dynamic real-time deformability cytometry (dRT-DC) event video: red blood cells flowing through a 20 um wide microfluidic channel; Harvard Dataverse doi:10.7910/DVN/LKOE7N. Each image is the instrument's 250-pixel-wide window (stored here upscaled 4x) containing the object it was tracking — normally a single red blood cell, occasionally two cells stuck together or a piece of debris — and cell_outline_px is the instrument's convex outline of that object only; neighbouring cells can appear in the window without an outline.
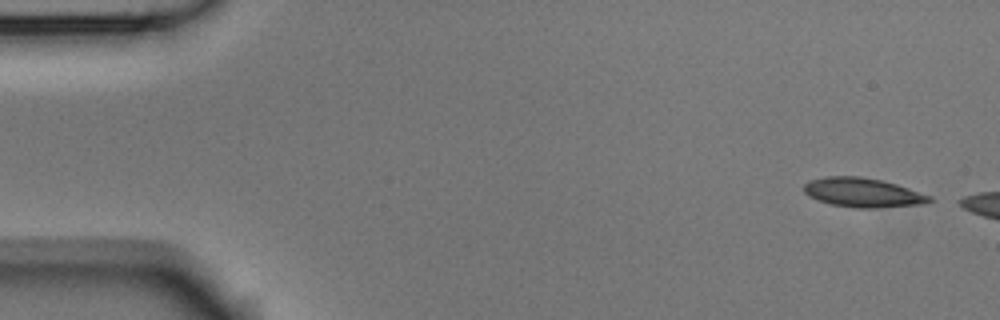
{"species": "Egyptian fruit bat (a non-hibernating species)", "species_latin": "Rousettus aegyptiacus", "temperature_condition": "room temperature", "stored_images_in_passage": 3, "camera_frame_rate_fps": 3000, "um_per_image_px": 0.085, "animal": {"sex": "male"}, "frame": {"image": 1, "passage_image": 1, "time_ms": 0.0, "image_size_px": [1000, 320], "cell_outline_px": [[936, 200], [928, 204], [872, 208], [856, 208], [832, 204], [808, 196], [804, 192], [804, 184], [808, 180], [824, 176], [860, 176], [880, 180], [896, 184], [932, 196]], "centroid_in_image_um": [73.38, 16.37], "position_along_channel_um": 11.6, "area_um2": 21.56}}